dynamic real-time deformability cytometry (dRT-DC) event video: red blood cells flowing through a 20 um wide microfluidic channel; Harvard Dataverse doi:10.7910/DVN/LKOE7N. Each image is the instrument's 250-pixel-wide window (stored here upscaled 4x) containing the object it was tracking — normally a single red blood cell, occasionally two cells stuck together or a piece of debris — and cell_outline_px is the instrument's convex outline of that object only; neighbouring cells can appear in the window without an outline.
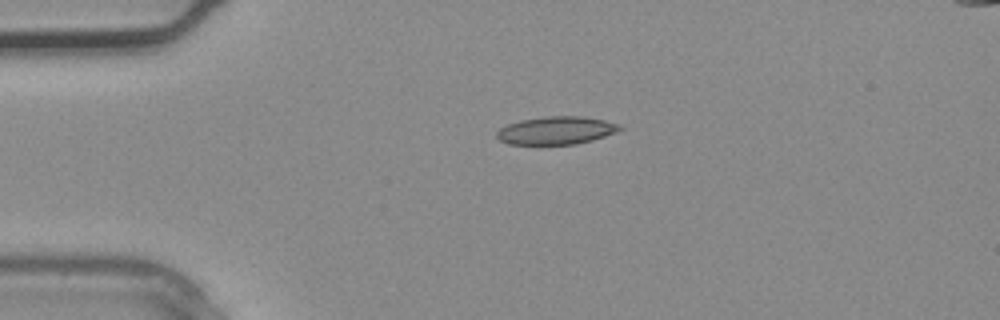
{"species": "common noctule bat (a hibernating species)", "species_latin": "Nyctalus noctula", "temperature_condition": "warm", "stored_images_in_passage": 3, "camera_frame_rate_fps": 3000, "um_per_image_px": 0.085, "animal": {"sex": "male", "body_mass_g": 20.4}, "frame": {"image": 1, "passage_image": 2, "time_ms": 0.333, "image_size_px": [1000, 320], "cell_outline_px": [[624, 128], [616, 132], [592, 140], [576, 144], [508, 144], [500, 140], [496, 136], [496, 132], [500, 128], [508, 124], [520, 120], [544, 116], [584, 116], [604, 120], [620, 124]], "centroid_in_image_um": [47.29, 11.08], "position_along_channel_um": 37.7, "area_um2": 20.06}}
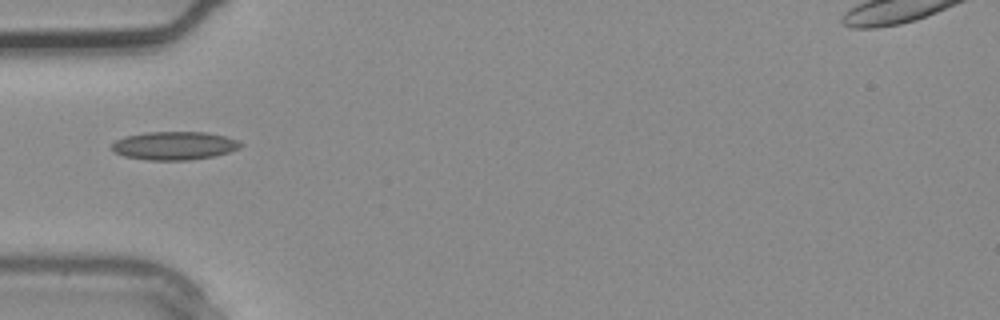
{"frame": {"image": 2, "passage_image": 3, "time_ms": 0.667, "image_size_px": [1000, 320], "cell_outline_px": [[244, 144], [240, 148], [216, 156], [188, 160], [144, 160], [124, 156], [112, 152], [112, 144], [116, 140], [124, 136], [148, 132], [208, 132], [224, 136], [236, 140]], "centroid_in_image_um": [14.8, 12.39], "position_along_channel_um": 70.2, "area_um2": 21.39}}